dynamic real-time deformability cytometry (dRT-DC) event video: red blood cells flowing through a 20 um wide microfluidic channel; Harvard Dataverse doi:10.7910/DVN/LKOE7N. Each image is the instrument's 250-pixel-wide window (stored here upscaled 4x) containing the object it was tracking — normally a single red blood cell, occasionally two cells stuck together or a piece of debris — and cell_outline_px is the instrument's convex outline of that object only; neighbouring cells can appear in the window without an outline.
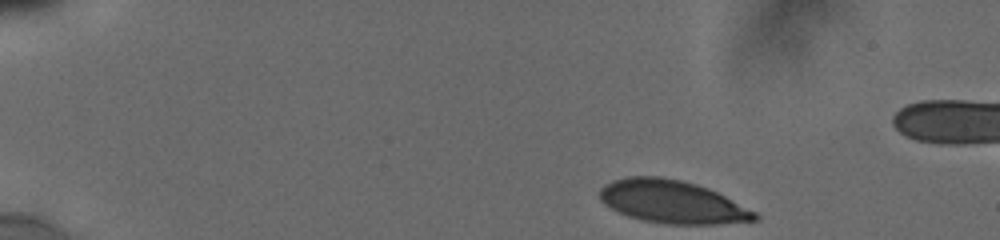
{"species": "human", "species_latin": "Homo sapiens", "temperature_condition": "cold", "stored_images_in_passage": 8, "camera_frame_rate_fps": 3000, "um_per_image_px": 0.085, "donor": {"sex": "male"}, "frame": {"image": 1, "passage_image": 1, "time_ms": 0.0, "image_size_px": [1000, 240], "cell_outline_px": [[760, 220], [716, 224], [668, 224], [640, 220], [628, 216], [604, 204], [600, 200], [600, 188], [604, 184], [612, 180], [624, 176], [660, 176], [680, 180], [696, 184], [708, 188], [756, 212], [760, 216]], "centroid_in_image_um": [57.12, 17.15], "position_along_channel_um": 27.9, "area_um2": 38.78}}
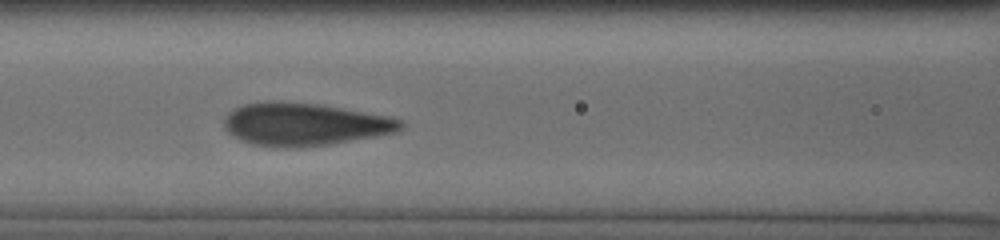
{"frame": {"image": 2, "passage_image": 7, "time_ms": 5.667, "image_size_px": [1000, 240], "cell_outline_px": [[404, 124], [396, 132], [376, 136], [332, 144], [292, 148], [272, 148], [252, 144], [240, 140], [228, 132], [224, 128], [224, 120], [236, 108], [244, 104], [316, 104], [388, 116], [400, 120]], "centroid_in_image_um": [25.9, 10.63], "position_along_channel_um": 140.7, "area_um2": 42.71}}
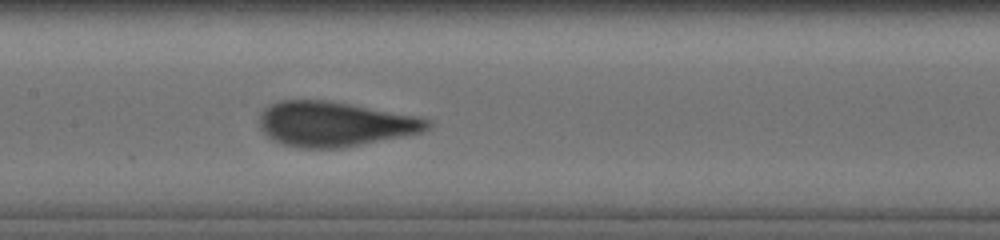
{"frame": {"image": 3, "passage_image": 8, "time_ms": 6.667, "image_size_px": [1000, 240], "cell_outline_px": [[432, 124], [428, 128], [420, 132], [340, 148], [300, 148], [284, 144], [272, 140], [260, 128], [260, 116], [264, 108], [280, 100], [324, 100], [348, 104], [416, 116], [432, 120]], "centroid_in_image_um": [28.4, 10.54], "position_along_channel_um": 179.0, "area_um2": 43.23}}